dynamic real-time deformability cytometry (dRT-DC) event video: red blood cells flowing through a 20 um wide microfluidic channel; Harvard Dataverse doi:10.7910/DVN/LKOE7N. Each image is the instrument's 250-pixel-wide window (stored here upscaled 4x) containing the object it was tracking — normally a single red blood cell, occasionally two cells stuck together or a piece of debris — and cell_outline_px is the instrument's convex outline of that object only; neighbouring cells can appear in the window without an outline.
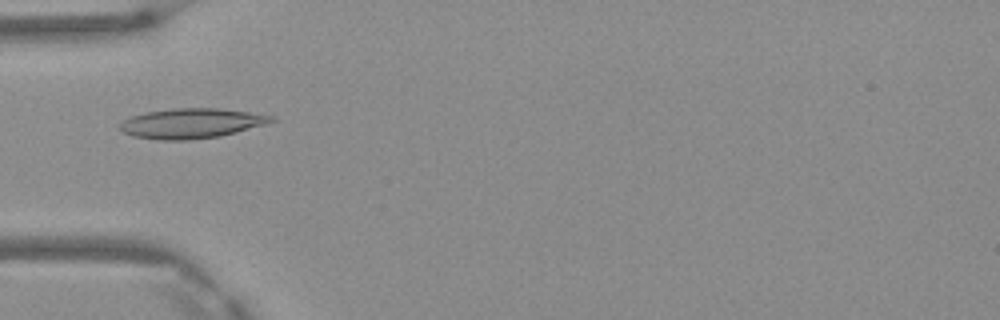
{"species": "Egyptian fruit bat (a non-hibernating species)", "species_latin": "Rousettus aegyptiacus", "temperature_condition": "warm", "stored_images_in_passage": 6, "camera_frame_rate_fps": 3000, "um_per_image_px": 0.085, "frame": {"image": 1, "passage_image": 5, "time_ms": 1.333, "image_size_px": [1000, 320], "cell_outline_px": [[276, 120], [264, 124], [236, 132], [220, 136], [188, 140], [160, 140], [132, 136], [124, 132], [116, 124], [132, 116], [144, 112], [176, 108], [216, 108], [248, 112], [276, 116]], "centroid_in_image_um": [16.24, 10.48], "position_along_channel_um": 68.8, "area_um2": 26.36}}
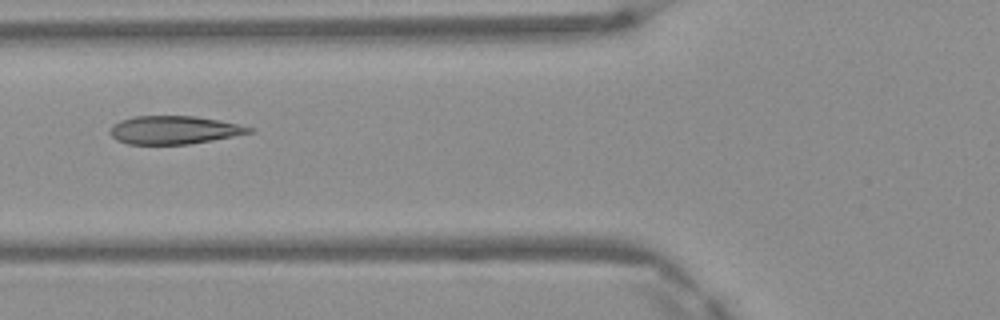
{"frame": {"image": 2, "passage_image": 6, "time_ms": 1.667, "image_size_px": [1000, 320], "cell_outline_px": [[256, 132], [212, 140], [188, 144], [128, 144], [116, 140], [108, 132], [112, 124], [120, 120], [136, 116], [196, 116], [220, 120], [256, 128]], "centroid_in_image_um": [14.81, 11.04], "position_along_channel_um": 111.0, "area_um2": 23.06}}